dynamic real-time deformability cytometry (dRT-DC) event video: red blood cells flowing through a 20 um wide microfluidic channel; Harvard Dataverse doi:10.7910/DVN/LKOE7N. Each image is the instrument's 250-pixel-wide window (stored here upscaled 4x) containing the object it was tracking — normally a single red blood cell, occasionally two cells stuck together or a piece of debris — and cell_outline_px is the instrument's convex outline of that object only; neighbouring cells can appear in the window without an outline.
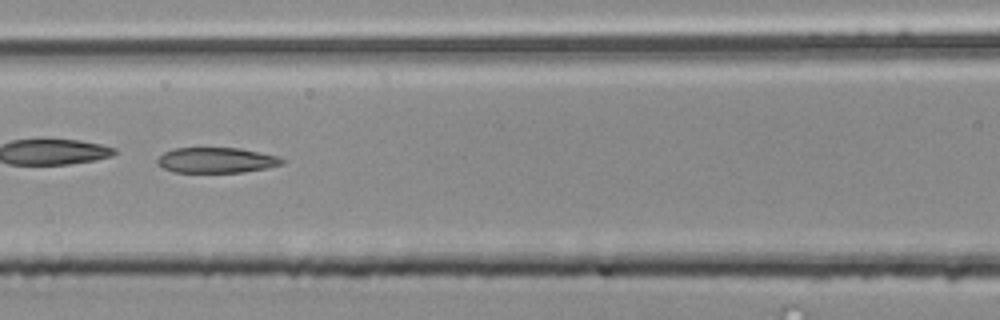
{"species": "common noctule bat (a hibernating species)", "species_latin": "Nyctalus noctula", "temperature_condition": "room temperature", "stored_images_in_passage": 52, "camera_frame_rate_fps": 3000, "um_per_image_px": 0.085, "animal": {"sex": "male", "body_mass_g": 20.4}, "frame": {"image": 1, "passage_image": 23, "time_ms": 7.333, "image_size_px": [1000, 320], "cell_outline_px": [[288, 160], [284, 164], [268, 168], [240, 172], [172, 172], [164, 168], [156, 160], [164, 152], [176, 148], [240, 148], [276, 156]], "centroid_in_image_um": [18.44, 13.62], "position_along_channel_um": 148.2, "area_um2": 18.38}}